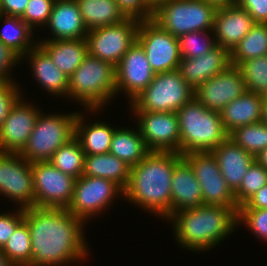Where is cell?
I'll use <instances>...</instances> for the list:
<instances>
[{"instance_id":"obj_1","label":"cell","mask_w":267,"mask_h":266,"mask_svg":"<svg viewBox=\"0 0 267 266\" xmlns=\"http://www.w3.org/2000/svg\"><path fill=\"white\" fill-rule=\"evenodd\" d=\"M24 221L32 243L31 266L65 265L88 255L82 232L85 221L67 208H26Z\"/></svg>"},{"instance_id":"obj_2","label":"cell","mask_w":267,"mask_h":266,"mask_svg":"<svg viewBox=\"0 0 267 266\" xmlns=\"http://www.w3.org/2000/svg\"><path fill=\"white\" fill-rule=\"evenodd\" d=\"M183 157L178 152L151 151L130 168L123 196L152 213L170 217L171 182L175 164Z\"/></svg>"},{"instance_id":"obj_3","label":"cell","mask_w":267,"mask_h":266,"mask_svg":"<svg viewBox=\"0 0 267 266\" xmlns=\"http://www.w3.org/2000/svg\"><path fill=\"white\" fill-rule=\"evenodd\" d=\"M176 240L188 250H206L234 231L238 213L232 207L200 205L172 214Z\"/></svg>"},{"instance_id":"obj_4","label":"cell","mask_w":267,"mask_h":266,"mask_svg":"<svg viewBox=\"0 0 267 266\" xmlns=\"http://www.w3.org/2000/svg\"><path fill=\"white\" fill-rule=\"evenodd\" d=\"M180 146L179 154L212 151L228 138L220 112L205 108L195 98L177 112Z\"/></svg>"},{"instance_id":"obj_5","label":"cell","mask_w":267,"mask_h":266,"mask_svg":"<svg viewBox=\"0 0 267 266\" xmlns=\"http://www.w3.org/2000/svg\"><path fill=\"white\" fill-rule=\"evenodd\" d=\"M115 67L89 53L69 77L68 96L97 111L116 95Z\"/></svg>"},{"instance_id":"obj_6","label":"cell","mask_w":267,"mask_h":266,"mask_svg":"<svg viewBox=\"0 0 267 266\" xmlns=\"http://www.w3.org/2000/svg\"><path fill=\"white\" fill-rule=\"evenodd\" d=\"M216 8L200 0H162L154 6L152 20L179 38L193 31L213 30Z\"/></svg>"},{"instance_id":"obj_7","label":"cell","mask_w":267,"mask_h":266,"mask_svg":"<svg viewBox=\"0 0 267 266\" xmlns=\"http://www.w3.org/2000/svg\"><path fill=\"white\" fill-rule=\"evenodd\" d=\"M74 114H39L26 145L19 152L29 163L49 161L52 155L75 136Z\"/></svg>"},{"instance_id":"obj_8","label":"cell","mask_w":267,"mask_h":266,"mask_svg":"<svg viewBox=\"0 0 267 266\" xmlns=\"http://www.w3.org/2000/svg\"><path fill=\"white\" fill-rule=\"evenodd\" d=\"M194 98V89L178 70L158 73L130 104L134 111L177 112Z\"/></svg>"},{"instance_id":"obj_9","label":"cell","mask_w":267,"mask_h":266,"mask_svg":"<svg viewBox=\"0 0 267 266\" xmlns=\"http://www.w3.org/2000/svg\"><path fill=\"white\" fill-rule=\"evenodd\" d=\"M140 20L127 18L121 23L89 30L88 53L116 67L135 43Z\"/></svg>"},{"instance_id":"obj_10","label":"cell","mask_w":267,"mask_h":266,"mask_svg":"<svg viewBox=\"0 0 267 266\" xmlns=\"http://www.w3.org/2000/svg\"><path fill=\"white\" fill-rule=\"evenodd\" d=\"M183 157L190 163L199 182L203 204L232 207L238 213L234 193L223 178L212 151L186 153Z\"/></svg>"},{"instance_id":"obj_11","label":"cell","mask_w":267,"mask_h":266,"mask_svg":"<svg viewBox=\"0 0 267 266\" xmlns=\"http://www.w3.org/2000/svg\"><path fill=\"white\" fill-rule=\"evenodd\" d=\"M34 207L68 208L75 178L64 174L49 161L32 163Z\"/></svg>"},{"instance_id":"obj_12","label":"cell","mask_w":267,"mask_h":266,"mask_svg":"<svg viewBox=\"0 0 267 266\" xmlns=\"http://www.w3.org/2000/svg\"><path fill=\"white\" fill-rule=\"evenodd\" d=\"M136 41L143 47L155 74L178 69L181 61L178 38L152 19L140 21Z\"/></svg>"},{"instance_id":"obj_13","label":"cell","mask_w":267,"mask_h":266,"mask_svg":"<svg viewBox=\"0 0 267 266\" xmlns=\"http://www.w3.org/2000/svg\"><path fill=\"white\" fill-rule=\"evenodd\" d=\"M118 192L123 196L124 190L111 180L82 175L75 180L67 210L84 221L107 208Z\"/></svg>"},{"instance_id":"obj_14","label":"cell","mask_w":267,"mask_h":266,"mask_svg":"<svg viewBox=\"0 0 267 266\" xmlns=\"http://www.w3.org/2000/svg\"><path fill=\"white\" fill-rule=\"evenodd\" d=\"M0 193L23 209L34 207L32 163L19 153L0 152Z\"/></svg>"},{"instance_id":"obj_15","label":"cell","mask_w":267,"mask_h":266,"mask_svg":"<svg viewBox=\"0 0 267 266\" xmlns=\"http://www.w3.org/2000/svg\"><path fill=\"white\" fill-rule=\"evenodd\" d=\"M138 129L150 151L178 152L180 132L175 112L134 111Z\"/></svg>"},{"instance_id":"obj_16","label":"cell","mask_w":267,"mask_h":266,"mask_svg":"<svg viewBox=\"0 0 267 266\" xmlns=\"http://www.w3.org/2000/svg\"><path fill=\"white\" fill-rule=\"evenodd\" d=\"M246 91V84L240 69L230 65L226 70L199 85L194 90V98L205 108L220 112Z\"/></svg>"},{"instance_id":"obj_17","label":"cell","mask_w":267,"mask_h":266,"mask_svg":"<svg viewBox=\"0 0 267 266\" xmlns=\"http://www.w3.org/2000/svg\"><path fill=\"white\" fill-rule=\"evenodd\" d=\"M115 73L116 91L124 90L131 101L148 87L155 75L143 47L137 41L115 67Z\"/></svg>"},{"instance_id":"obj_18","label":"cell","mask_w":267,"mask_h":266,"mask_svg":"<svg viewBox=\"0 0 267 266\" xmlns=\"http://www.w3.org/2000/svg\"><path fill=\"white\" fill-rule=\"evenodd\" d=\"M20 97L0 127V152L19 153L26 145L40 114L35 106Z\"/></svg>"},{"instance_id":"obj_19","label":"cell","mask_w":267,"mask_h":266,"mask_svg":"<svg viewBox=\"0 0 267 266\" xmlns=\"http://www.w3.org/2000/svg\"><path fill=\"white\" fill-rule=\"evenodd\" d=\"M254 25L250 14L236 3L217 8L213 22L216 45L231 52Z\"/></svg>"},{"instance_id":"obj_20","label":"cell","mask_w":267,"mask_h":266,"mask_svg":"<svg viewBox=\"0 0 267 266\" xmlns=\"http://www.w3.org/2000/svg\"><path fill=\"white\" fill-rule=\"evenodd\" d=\"M231 65L230 52L216 46L196 58H181L178 71L183 79L195 90L203 82L226 70Z\"/></svg>"},{"instance_id":"obj_21","label":"cell","mask_w":267,"mask_h":266,"mask_svg":"<svg viewBox=\"0 0 267 266\" xmlns=\"http://www.w3.org/2000/svg\"><path fill=\"white\" fill-rule=\"evenodd\" d=\"M203 205L201 187L190 163L182 157L173 170L170 216L177 211Z\"/></svg>"},{"instance_id":"obj_22","label":"cell","mask_w":267,"mask_h":266,"mask_svg":"<svg viewBox=\"0 0 267 266\" xmlns=\"http://www.w3.org/2000/svg\"><path fill=\"white\" fill-rule=\"evenodd\" d=\"M46 25L52 40L84 39L88 33L76 0H55Z\"/></svg>"},{"instance_id":"obj_23","label":"cell","mask_w":267,"mask_h":266,"mask_svg":"<svg viewBox=\"0 0 267 266\" xmlns=\"http://www.w3.org/2000/svg\"><path fill=\"white\" fill-rule=\"evenodd\" d=\"M212 153L217 159L220 172L228 187L235 193L255 157L235 144L230 138L214 148Z\"/></svg>"},{"instance_id":"obj_24","label":"cell","mask_w":267,"mask_h":266,"mask_svg":"<svg viewBox=\"0 0 267 266\" xmlns=\"http://www.w3.org/2000/svg\"><path fill=\"white\" fill-rule=\"evenodd\" d=\"M37 44L68 77L74 73L88 54L86 38L68 40H52L50 38Z\"/></svg>"},{"instance_id":"obj_25","label":"cell","mask_w":267,"mask_h":266,"mask_svg":"<svg viewBox=\"0 0 267 266\" xmlns=\"http://www.w3.org/2000/svg\"><path fill=\"white\" fill-rule=\"evenodd\" d=\"M29 56L34 77L44 89L52 94L68 95L69 77L65 75L52 61L50 56L37 44L24 56Z\"/></svg>"},{"instance_id":"obj_26","label":"cell","mask_w":267,"mask_h":266,"mask_svg":"<svg viewBox=\"0 0 267 266\" xmlns=\"http://www.w3.org/2000/svg\"><path fill=\"white\" fill-rule=\"evenodd\" d=\"M261 115L262 96L249 91L231 101L220 111L222 124L228 134L237 127L260 122Z\"/></svg>"},{"instance_id":"obj_27","label":"cell","mask_w":267,"mask_h":266,"mask_svg":"<svg viewBox=\"0 0 267 266\" xmlns=\"http://www.w3.org/2000/svg\"><path fill=\"white\" fill-rule=\"evenodd\" d=\"M130 168L111 153L85 155L83 175L111 180L124 190L129 181Z\"/></svg>"},{"instance_id":"obj_28","label":"cell","mask_w":267,"mask_h":266,"mask_svg":"<svg viewBox=\"0 0 267 266\" xmlns=\"http://www.w3.org/2000/svg\"><path fill=\"white\" fill-rule=\"evenodd\" d=\"M77 113L75 120V137L81 144L85 155L107 154L115 129L109 124L97 122L84 125L83 117Z\"/></svg>"},{"instance_id":"obj_29","label":"cell","mask_w":267,"mask_h":266,"mask_svg":"<svg viewBox=\"0 0 267 266\" xmlns=\"http://www.w3.org/2000/svg\"><path fill=\"white\" fill-rule=\"evenodd\" d=\"M84 24L89 30L115 25L127 17L117 6L115 0H76Z\"/></svg>"},{"instance_id":"obj_30","label":"cell","mask_w":267,"mask_h":266,"mask_svg":"<svg viewBox=\"0 0 267 266\" xmlns=\"http://www.w3.org/2000/svg\"><path fill=\"white\" fill-rule=\"evenodd\" d=\"M137 131L116 128L110 143L109 153L118 157L130 167L138 164L151 152L141 137L140 131Z\"/></svg>"},{"instance_id":"obj_31","label":"cell","mask_w":267,"mask_h":266,"mask_svg":"<svg viewBox=\"0 0 267 266\" xmlns=\"http://www.w3.org/2000/svg\"><path fill=\"white\" fill-rule=\"evenodd\" d=\"M262 56H267V24L255 23L230 52L231 65Z\"/></svg>"},{"instance_id":"obj_32","label":"cell","mask_w":267,"mask_h":266,"mask_svg":"<svg viewBox=\"0 0 267 266\" xmlns=\"http://www.w3.org/2000/svg\"><path fill=\"white\" fill-rule=\"evenodd\" d=\"M49 162L64 174L77 179L83 175L85 153L74 136L52 155Z\"/></svg>"},{"instance_id":"obj_33","label":"cell","mask_w":267,"mask_h":266,"mask_svg":"<svg viewBox=\"0 0 267 266\" xmlns=\"http://www.w3.org/2000/svg\"><path fill=\"white\" fill-rule=\"evenodd\" d=\"M4 20L6 23L0 32V41L4 45L20 57L37 45L30 39V35L33 34L32 29L20 17L6 15Z\"/></svg>"},{"instance_id":"obj_34","label":"cell","mask_w":267,"mask_h":266,"mask_svg":"<svg viewBox=\"0 0 267 266\" xmlns=\"http://www.w3.org/2000/svg\"><path fill=\"white\" fill-rule=\"evenodd\" d=\"M1 252L13 266L32 265V243L29 227L25 221L15 229Z\"/></svg>"},{"instance_id":"obj_35","label":"cell","mask_w":267,"mask_h":266,"mask_svg":"<svg viewBox=\"0 0 267 266\" xmlns=\"http://www.w3.org/2000/svg\"><path fill=\"white\" fill-rule=\"evenodd\" d=\"M228 138L256 157L267 148V127L261 121L237 127L229 133Z\"/></svg>"},{"instance_id":"obj_36","label":"cell","mask_w":267,"mask_h":266,"mask_svg":"<svg viewBox=\"0 0 267 266\" xmlns=\"http://www.w3.org/2000/svg\"><path fill=\"white\" fill-rule=\"evenodd\" d=\"M246 84V89L257 95L267 94V56L248 59L237 66Z\"/></svg>"},{"instance_id":"obj_37","label":"cell","mask_w":267,"mask_h":266,"mask_svg":"<svg viewBox=\"0 0 267 266\" xmlns=\"http://www.w3.org/2000/svg\"><path fill=\"white\" fill-rule=\"evenodd\" d=\"M267 184V169L256 159L242 178L239 189L234 193L238 207L242 206L261 187Z\"/></svg>"},{"instance_id":"obj_38","label":"cell","mask_w":267,"mask_h":266,"mask_svg":"<svg viewBox=\"0 0 267 266\" xmlns=\"http://www.w3.org/2000/svg\"><path fill=\"white\" fill-rule=\"evenodd\" d=\"M209 31L213 32V30L193 31L181 35L178 38L181 58H196L206 54L207 52L215 48L217 46L215 38L214 40H212L208 37Z\"/></svg>"},{"instance_id":"obj_39","label":"cell","mask_w":267,"mask_h":266,"mask_svg":"<svg viewBox=\"0 0 267 266\" xmlns=\"http://www.w3.org/2000/svg\"><path fill=\"white\" fill-rule=\"evenodd\" d=\"M55 0H29L24 14L20 17L32 30L34 26L47 24Z\"/></svg>"},{"instance_id":"obj_40","label":"cell","mask_w":267,"mask_h":266,"mask_svg":"<svg viewBox=\"0 0 267 266\" xmlns=\"http://www.w3.org/2000/svg\"><path fill=\"white\" fill-rule=\"evenodd\" d=\"M237 223H245L258 238L267 240V209L239 208Z\"/></svg>"},{"instance_id":"obj_41","label":"cell","mask_w":267,"mask_h":266,"mask_svg":"<svg viewBox=\"0 0 267 266\" xmlns=\"http://www.w3.org/2000/svg\"><path fill=\"white\" fill-rule=\"evenodd\" d=\"M117 6L127 18L140 21L151 20L154 14V4L150 0H115Z\"/></svg>"},{"instance_id":"obj_42","label":"cell","mask_w":267,"mask_h":266,"mask_svg":"<svg viewBox=\"0 0 267 266\" xmlns=\"http://www.w3.org/2000/svg\"><path fill=\"white\" fill-rule=\"evenodd\" d=\"M20 97L22 96L15 82L0 81V127L8 116L10 109Z\"/></svg>"},{"instance_id":"obj_43","label":"cell","mask_w":267,"mask_h":266,"mask_svg":"<svg viewBox=\"0 0 267 266\" xmlns=\"http://www.w3.org/2000/svg\"><path fill=\"white\" fill-rule=\"evenodd\" d=\"M24 221V209L20 207L14 215L0 214V249H2L15 229Z\"/></svg>"},{"instance_id":"obj_44","label":"cell","mask_w":267,"mask_h":266,"mask_svg":"<svg viewBox=\"0 0 267 266\" xmlns=\"http://www.w3.org/2000/svg\"><path fill=\"white\" fill-rule=\"evenodd\" d=\"M21 60V57L16 54L12 49L8 46L4 45L0 41V81L1 82H13L11 80L10 72L11 67ZM9 74V75H8ZM10 77V78H9Z\"/></svg>"},{"instance_id":"obj_45","label":"cell","mask_w":267,"mask_h":266,"mask_svg":"<svg viewBox=\"0 0 267 266\" xmlns=\"http://www.w3.org/2000/svg\"><path fill=\"white\" fill-rule=\"evenodd\" d=\"M236 4L245 9L255 23L267 24V0H236Z\"/></svg>"},{"instance_id":"obj_46","label":"cell","mask_w":267,"mask_h":266,"mask_svg":"<svg viewBox=\"0 0 267 266\" xmlns=\"http://www.w3.org/2000/svg\"><path fill=\"white\" fill-rule=\"evenodd\" d=\"M28 2L29 0H0V19L6 15L21 17Z\"/></svg>"},{"instance_id":"obj_47","label":"cell","mask_w":267,"mask_h":266,"mask_svg":"<svg viewBox=\"0 0 267 266\" xmlns=\"http://www.w3.org/2000/svg\"><path fill=\"white\" fill-rule=\"evenodd\" d=\"M239 208L267 209V184L261 187Z\"/></svg>"},{"instance_id":"obj_48","label":"cell","mask_w":267,"mask_h":266,"mask_svg":"<svg viewBox=\"0 0 267 266\" xmlns=\"http://www.w3.org/2000/svg\"><path fill=\"white\" fill-rule=\"evenodd\" d=\"M204 3L213 5L216 9L226 5H232L236 3V0H200Z\"/></svg>"},{"instance_id":"obj_49","label":"cell","mask_w":267,"mask_h":266,"mask_svg":"<svg viewBox=\"0 0 267 266\" xmlns=\"http://www.w3.org/2000/svg\"><path fill=\"white\" fill-rule=\"evenodd\" d=\"M261 122L267 127V94L262 96Z\"/></svg>"},{"instance_id":"obj_50","label":"cell","mask_w":267,"mask_h":266,"mask_svg":"<svg viewBox=\"0 0 267 266\" xmlns=\"http://www.w3.org/2000/svg\"><path fill=\"white\" fill-rule=\"evenodd\" d=\"M255 159L264 167L267 169V148L262 150Z\"/></svg>"},{"instance_id":"obj_51","label":"cell","mask_w":267,"mask_h":266,"mask_svg":"<svg viewBox=\"0 0 267 266\" xmlns=\"http://www.w3.org/2000/svg\"><path fill=\"white\" fill-rule=\"evenodd\" d=\"M0 266H13L8 259L3 255L0 249Z\"/></svg>"},{"instance_id":"obj_52","label":"cell","mask_w":267,"mask_h":266,"mask_svg":"<svg viewBox=\"0 0 267 266\" xmlns=\"http://www.w3.org/2000/svg\"><path fill=\"white\" fill-rule=\"evenodd\" d=\"M154 5H156L158 2L162 1V0H150Z\"/></svg>"}]
</instances>
